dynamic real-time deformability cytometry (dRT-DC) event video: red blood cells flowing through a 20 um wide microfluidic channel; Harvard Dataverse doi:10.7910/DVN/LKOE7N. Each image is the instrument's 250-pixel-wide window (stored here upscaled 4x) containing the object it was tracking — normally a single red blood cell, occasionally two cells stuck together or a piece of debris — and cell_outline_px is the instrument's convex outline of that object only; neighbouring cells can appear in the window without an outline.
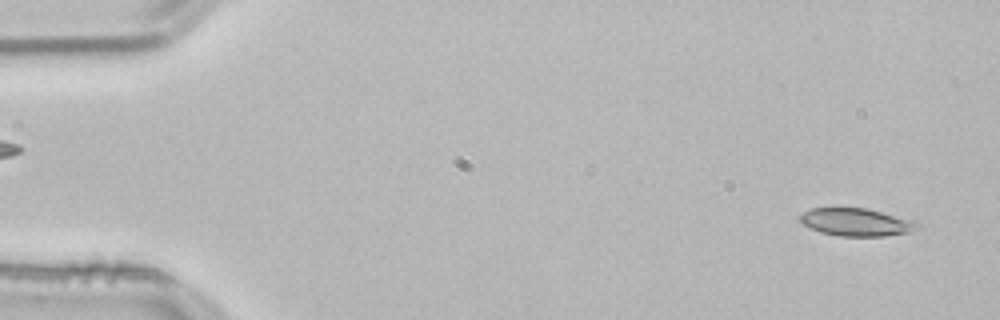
{"species": "common noctule bat (a hibernating species)", "species_latin": "Nyctalus noctula", "temperature_condition": "room temperature", "stored_images_in_passage": 52, "camera_frame_rate_fps": 3000, "um_per_image_px": 0.085, "animal": {"sex": "male", "body_mass_g": 21.5, "forearm_length_mm": 52.0}, "frame": {"image": 1, "passage_image": 2, "time_ms": 0.333, "image_size_px": [1000, 320], "cell_outline_px": [[920, 228], [908, 232], [884, 236], [840, 236], [820, 232], [804, 224], [800, 220], [800, 216], [804, 212], [812, 208], [868, 208], [920, 220]], "centroid_in_image_um": [72.91, 18.87], "position_along_channel_um": 12.1, "area_um2": 19.25}}
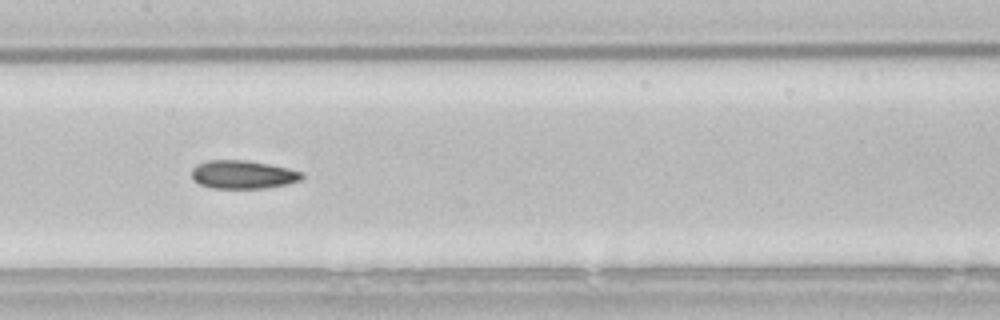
{"frame": {"image": 2, "passage_image": 25, "time_ms": 8.0, "image_size_px": [1000, 320], "cell_outline_px": [[304, 176], [300, 180], [288, 184], [264, 188], [212, 188], [200, 184], [192, 180], [192, 168], [196, 164], [208, 160], [248, 160], [288, 168], [304, 172]], "centroid_in_image_um": [20.64, 14.83], "position_along_channel_um": 186.8, "area_um2": 18.32}}
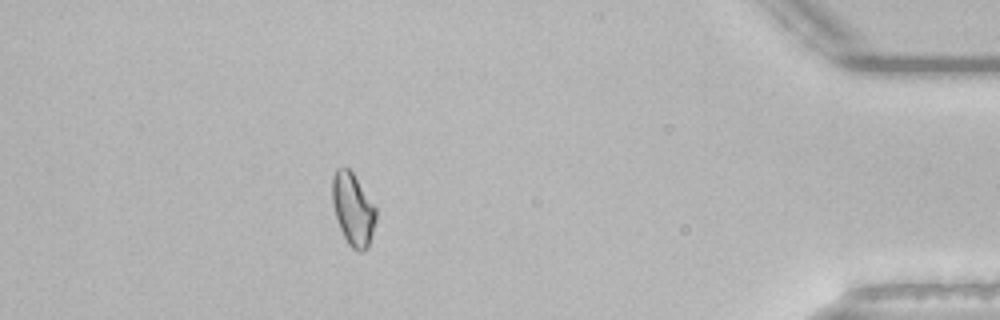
{"frame": {"image": 3, "passage_image": 46, "time_ms": 15.0, "image_size_px": [1000, 320], "cell_outline_px": [[376, 220], [368, 248], [360, 252], [352, 248], [348, 244], [340, 228], [332, 204], [332, 176], [336, 168], [348, 168], [352, 172], [376, 208]], "centroid_in_image_um": [30.0, 17.79], "position_along_channel_um": 405.2, "area_um2": 18.26}, "authors_computed_cell_mechanics": {"area_um2": 18.5249, "velocity_mm_per_s": 3.8362, "shape_relaxation_time_tau1_ms": null, "shape_relaxation_time_tau2_ms": 9.1875, "deformation_change_tau1": null, "deformation_change_tau2": 0.1529}}